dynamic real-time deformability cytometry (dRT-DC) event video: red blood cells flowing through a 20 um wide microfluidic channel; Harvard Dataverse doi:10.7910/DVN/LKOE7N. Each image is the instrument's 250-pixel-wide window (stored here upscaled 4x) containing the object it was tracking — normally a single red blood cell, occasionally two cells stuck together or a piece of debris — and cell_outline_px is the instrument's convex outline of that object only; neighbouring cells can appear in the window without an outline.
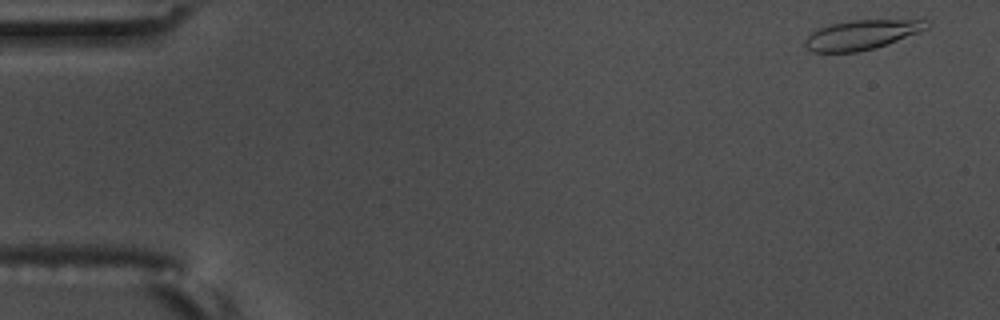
{"species": "common noctule bat (a hibernating species)", "species_latin": "Nyctalus noctula", "temperature_condition": "warm", "stored_images_in_passage": 56, "camera_frame_rate_fps": 3000, "um_per_image_px": 0.085, "animal": {"sex": "male", "body_mass_g": 17.5, "forearm_length_mm": 52.3}, "frame": {"image": 1, "passage_image": 2, "time_ms": 0.333, "image_size_px": [1000, 320], "cell_outline_px": [[932, 24], [928, 28], [896, 40], [872, 48], [856, 52], [812, 52], [804, 48], [804, 40], [812, 32], [820, 28], [832, 24], [852, 20], [928, 20]], "centroid_in_image_um": [73.19, 2.95], "position_along_channel_um": 11.8, "area_um2": 20.58}}
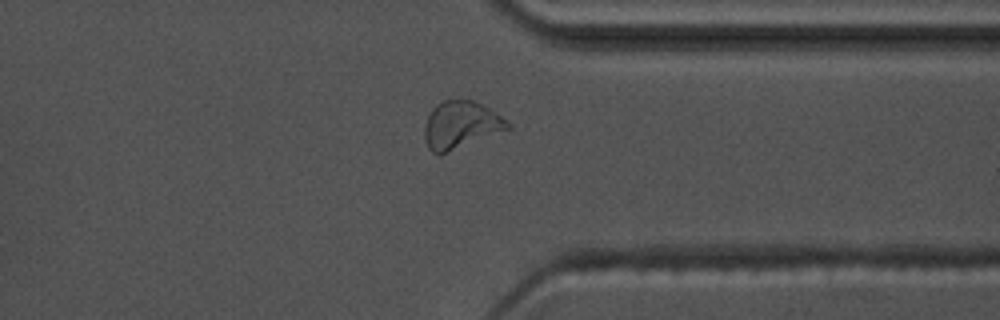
{"frame": {"image": 2, "passage_image": 43, "time_ms": 14.0, "image_size_px": [1000, 320], "cell_outline_px": [[512, 128], [440, 156], [432, 152], [428, 148], [424, 140], [424, 128], [428, 116], [432, 108], [436, 104], [444, 100], [472, 100], [488, 108], [512, 124]], "centroid_in_image_um": [39.15, 10.66], "position_along_channel_um": 372.3, "area_um2": 23.18}}
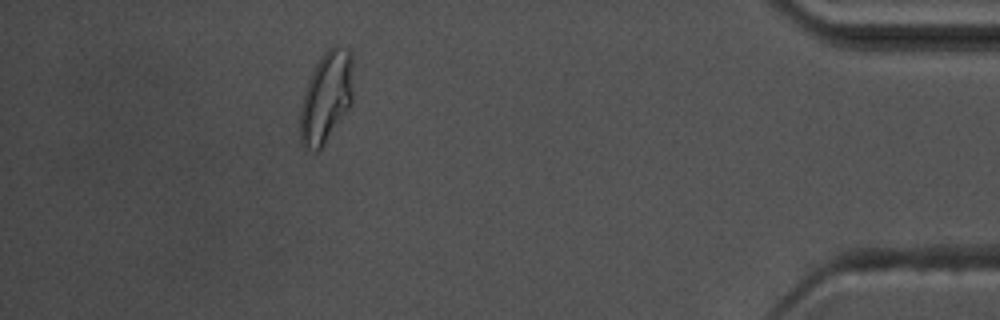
{"frame": {"image": 3, "passage_image": 50, "time_ms": 16.333, "image_size_px": [1000, 320], "cell_outline_px": [[352, 104], [324, 144], [316, 152], [304, 148], [300, 144], [300, 108], [304, 92], [308, 80], [320, 56], [332, 44], [336, 44], [348, 48], [352, 52]], "centroid_in_image_um": [27.73, 8.23], "position_along_channel_um": 407.5, "area_um2": 28.55}, "authors_computed_cell_mechanics": {"area_um2": 20.8658, "velocity_mm_per_s": 3.6155, "shape_relaxation_time_tau1_ms": 10.8537, "shape_relaxation_time_tau2_ms": 2.1343, "deformation_change_tau1": 0.2987, "deformation_change_tau2": 0.1141}}